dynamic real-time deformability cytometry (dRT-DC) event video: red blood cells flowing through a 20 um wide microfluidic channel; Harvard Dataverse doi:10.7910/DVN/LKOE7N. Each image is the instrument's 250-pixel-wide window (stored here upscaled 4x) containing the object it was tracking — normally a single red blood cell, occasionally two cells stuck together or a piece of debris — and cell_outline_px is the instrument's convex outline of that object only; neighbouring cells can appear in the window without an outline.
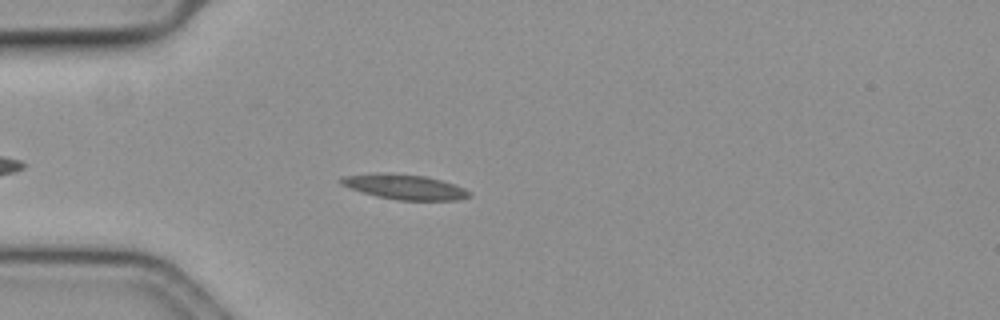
{"species": "common noctule bat (a hibernating species)", "species_latin": "Nyctalus noctula", "temperature_condition": "cold", "stored_images_in_passage": 49, "camera_frame_rate_fps": 3000, "um_per_image_px": 0.085, "animal": {"sex": "female", "body_mass_g": 19.3, "forearm_length_mm": 54.1}, "frame": {"image": 1, "passage_image": 8, "time_ms": 2.333, "image_size_px": [1000, 320], "cell_outline_px": [[472, 196], [460, 200], [396, 200], [376, 196], [348, 188], [340, 184], [336, 180], [340, 176], [376, 172], [388, 172], [424, 176], [456, 184], [472, 192]], "centroid_in_image_um": [34.34, 15.87], "position_along_channel_um": 50.7, "area_um2": 19.19}}
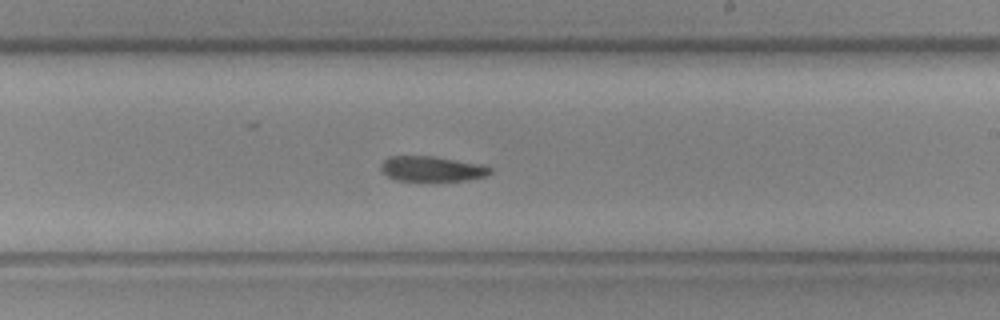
{"frame": {"image": 2, "passage_image": 26, "time_ms": 8.333, "image_size_px": [1000, 320], "cell_outline_px": [[492, 172], [488, 176], [468, 180], [396, 180], [388, 176], [380, 168], [380, 164], [388, 156], [432, 156], [476, 164], [492, 168]], "centroid_in_image_um": [36.69, 14.35], "position_along_channel_um": 252.3, "area_um2": 15.72}}
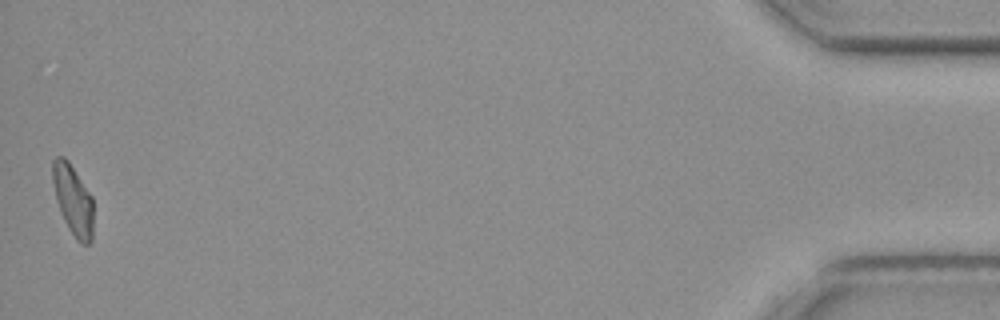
{"frame": {"image": 3, "passage_image": 49, "time_ms": 16.0, "image_size_px": [1000, 320], "cell_outline_px": [[92, 240], [88, 244], [84, 244], [76, 240], [68, 228], [60, 212], [56, 200], [52, 180], [52, 160], [56, 156], [64, 156], [68, 160], [92, 196]], "centroid_in_image_um": [6.18, 16.97], "position_along_channel_um": 429.0, "area_um2": 16.7}}